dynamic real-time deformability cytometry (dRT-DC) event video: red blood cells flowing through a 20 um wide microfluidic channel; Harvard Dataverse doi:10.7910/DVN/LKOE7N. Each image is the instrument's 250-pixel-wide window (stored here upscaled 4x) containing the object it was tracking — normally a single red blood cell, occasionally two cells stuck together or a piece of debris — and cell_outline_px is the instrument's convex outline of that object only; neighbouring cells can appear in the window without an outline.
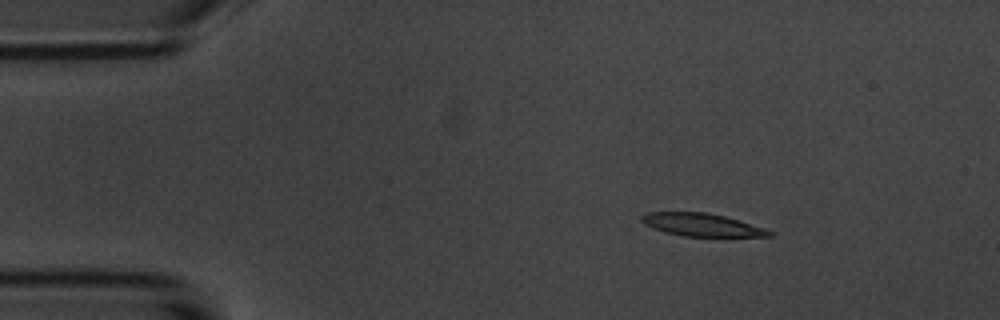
{"species": "common noctule bat (a hibernating species)", "species_latin": "Nyctalus noctula", "temperature_condition": "room temperature", "stored_images_in_passage": 4, "camera_frame_rate_fps": 3000, "um_per_image_px": 0.085, "animal": {"sex": "male", "body_mass_g": 20.1, "forearm_length_mm": 53.5}, "frame": {"image": 1, "passage_image": 2, "time_ms": 1.333, "image_size_px": [1000, 320], "cell_outline_px": [[772, 236], [728, 240], [724, 240], [684, 236], [664, 232], [652, 228], [644, 224], [640, 220], [640, 216], [644, 212], [708, 212], [724, 216], [764, 228], [772, 232]], "centroid_in_image_um": [59.72, 19.17], "position_along_channel_um": 25.3, "area_um2": 18.21}}